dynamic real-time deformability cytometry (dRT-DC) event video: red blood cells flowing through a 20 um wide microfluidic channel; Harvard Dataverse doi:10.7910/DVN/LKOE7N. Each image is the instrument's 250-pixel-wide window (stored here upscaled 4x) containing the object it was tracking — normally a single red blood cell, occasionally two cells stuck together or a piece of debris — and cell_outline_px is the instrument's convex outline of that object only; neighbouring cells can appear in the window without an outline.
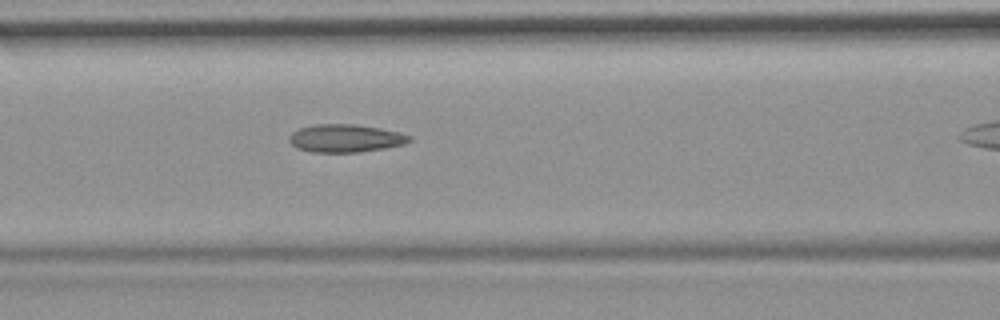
{"species": "common noctule bat (a hibernating species)", "species_latin": "Nyctalus noctula", "temperature_condition": "room temperature", "stored_images_in_passage": 17, "camera_frame_rate_fps": 3000, "um_per_image_px": 0.085, "animal": {"sex": "female", "body_mass_g": 19.9}, "frame": {"image": 1, "passage_image": 6, "time_ms": 1.667, "image_size_px": [1000, 320], "cell_outline_px": [[412, 140], [404, 144], [384, 148], [356, 152], [312, 152], [296, 148], [288, 140], [288, 136], [292, 132], [300, 128], [316, 124], [356, 124], [380, 128], [400, 132], [412, 136]], "centroid_in_image_um": [29.36, 11.75], "position_along_channel_um": 137.2, "area_um2": 19.59}}